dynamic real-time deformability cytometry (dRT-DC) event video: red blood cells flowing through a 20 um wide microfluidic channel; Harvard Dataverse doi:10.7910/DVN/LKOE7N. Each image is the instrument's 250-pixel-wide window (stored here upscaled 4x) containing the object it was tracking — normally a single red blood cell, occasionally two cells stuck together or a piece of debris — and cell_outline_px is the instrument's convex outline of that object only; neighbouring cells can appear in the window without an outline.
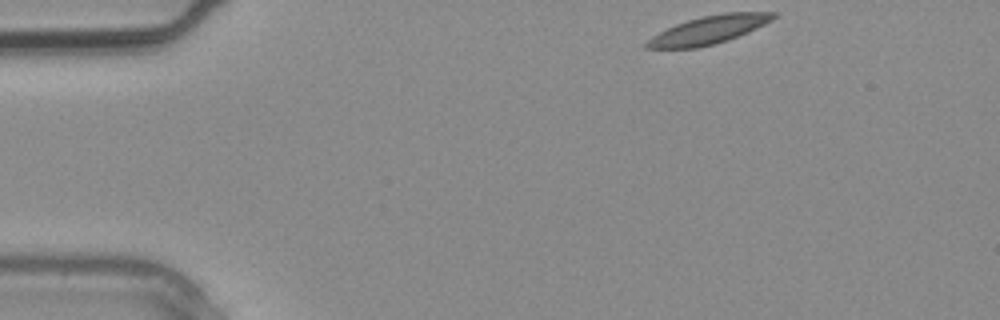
{"species": "common noctule bat (a hibernating species)", "species_latin": "Nyctalus noctula", "temperature_condition": "warm", "stored_images_in_passage": 2, "camera_frame_rate_fps": 3000, "um_per_image_px": 0.085, "animal": {"sex": "male", "body_mass_g": 20.4}, "frame": {"image": 1, "passage_image": 2, "time_ms": 0.333, "image_size_px": [1000, 320], "cell_outline_px": [[776, 16], [772, 20], [748, 32], [728, 40], [696, 48], [644, 48], [644, 44], [652, 36], [676, 24], [700, 16], [724, 12], [776, 12]], "centroid_in_image_um": [60.25, 2.53], "position_along_channel_um": 24.8, "area_um2": 20.52}}